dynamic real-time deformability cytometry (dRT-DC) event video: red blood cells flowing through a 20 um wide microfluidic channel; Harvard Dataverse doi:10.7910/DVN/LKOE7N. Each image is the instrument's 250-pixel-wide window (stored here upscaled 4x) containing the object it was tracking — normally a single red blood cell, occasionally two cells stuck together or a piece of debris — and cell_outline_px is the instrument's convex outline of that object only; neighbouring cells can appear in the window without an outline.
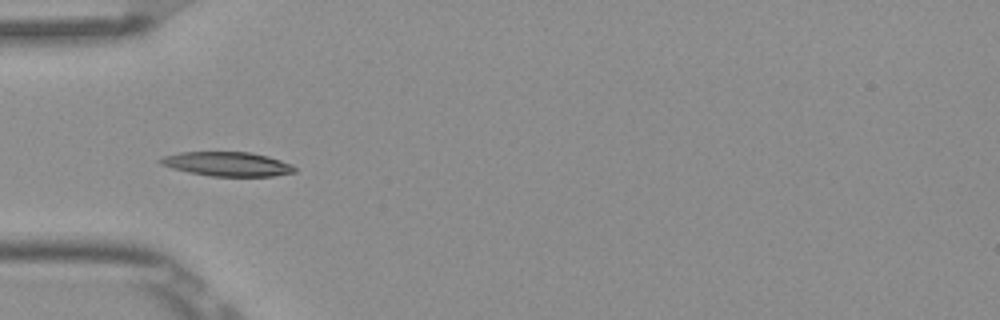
{"species": "Egyptian fruit bat (a non-hibernating species)", "species_latin": "Rousettus aegyptiacus", "temperature_condition": "room temperature", "stored_images_in_passage": 9, "camera_frame_rate_fps": 3000, "um_per_image_px": 0.085, "frame": {"image": 1, "passage_image": 6, "time_ms": 1.667, "image_size_px": [1000, 320], "cell_outline_px": [[296, 172], [272, 176], [212, 176], [188, 172], [172, 168], [160, 164], [156, 160], [160, 156], [180, 152], [252, 152], [268, 156], [292, 164], [296, 168]], "centroid_in_image_um": [19.28, 13.93], "position_along_channel_um": 65.7, "area_um2": 19.13}}
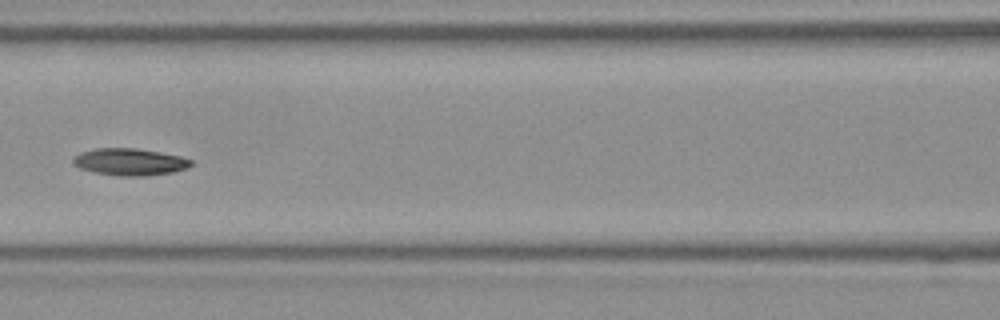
{"frame": {"image": 2, "passage_image": 8, "time_ms": 2.333, "image_size_px": [1000, 320], "cell_outline_px": [[192, 164], [188, 168], [172, 172], [144, 176], [120, 176], [92, 172], [80, 168], [72, 164], [72, 156], [80, 152], [96, 148], [136, 148], [160, 152], [180, 156], [192, 160]], "centroid_in_image_um": [10.99, 13.76], "position_along_channel_um": 155.6, "area_um2": 18.73}}
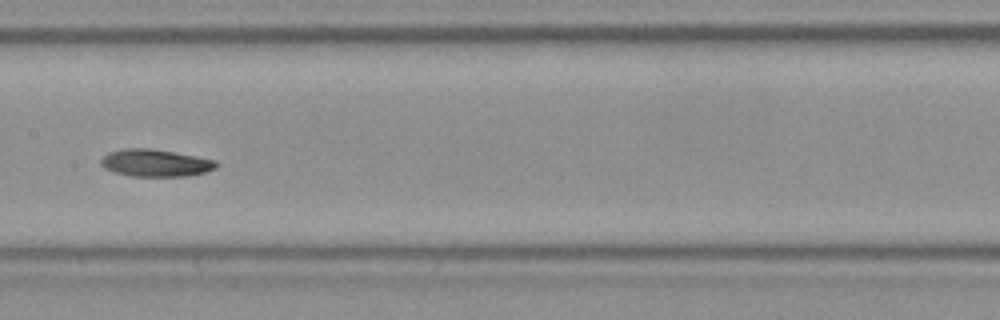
{"frame": {"image": 3, "passage_image": 9, "time_ms": 2.667, "image_size_px": [1000, 320], "cell_outline_px": [[220, 164], [216, 168], [204, 172], [184, 176], [132, 176], [112, 172], [104, 168], [100, 164], [100, 160], [108, 152], [124, 148], [152, 148], [196, 156], [216, 160]], "centroid_in_image_um": [13.19, 13.84], "position_along_channel_um": 194.2, "area_um2": 18.44}}